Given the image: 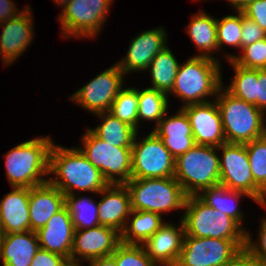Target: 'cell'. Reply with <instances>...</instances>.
Instances as JSON below:
<instances>
[{
	"instance_id": "11",
	"label": "cell",
	"mask_w": 266,
	"mask_h": 266,
	"mask_svg": "<svg viewBox=\"0 0 266 266\" xmlns=\"http://www.w3.org/2000/svg\"><path fill=\"white\" fill-rule=\"evenodd\" d=\"M135 136L131 147L132 179L174 177L175 157L153 132L139 140Z\"/></svg>"
},
{
	"instance_id": "48",
	"label": "cell",
	"mask_w": 266,
	"mask_h": 266,
	"mask_svg": "<svg viewBox=\"0 0 266 266\" xmlns=\"http://www.w3.org/2000/svg\"><path fill=\"white\" fill-rule=\"evenodd\" d=\"M70 0H53L57 4V6H61L64 8V6L69 2Z\"/></svg>"
},
{
	"instance_id": "29",
	"label": "cell",
	"mask_w": 266,
	"mask_h": 266,
	"mask_svg": "<svg viewBox=\"0 0 266 266\" xmlns=\"http://www.w3.org/2000/svg\"><path fill=\"white\" fill-rule=\"evenodd\" d=\"M179 62L171 52L169 46L159 52L149 64L152 89L159 90L167 95L172 91Z\"/></svg>"
},
{
	"instance_id": "23",
	"label": "cell",
	"mask_w": 266,
	"mask_h": 266,
	"mask_svg": "<svg viewBox=\"0 0 266 266\" xmlns=\"http://www.w3.org/2000/svg\"><path fill=\"white\" fill-rule=\"evenodd\" d=\"M65 206V195L49 182L31 187L29 196L30 230L37 232Z\"/></svg>"
},
{
	"instance_id": "6",
	"label": "cell",
	"mask_w": 266,
	"mask_h": 266,
	"mask_svg": "<svg viewBox=\"0 0 266 266\" xmlns=\"http://www.w3.org/2000/svg\"><path fill=\"white\" fill-rule=\"evenodd\" d=\"M218 147L195 144L175 158L174 178L184 192L198 195L203 189L219 184L220 160Z\"/></svg>"
},
{
	"instance_id": "24",
	"label": "cell",
	"mask_w": 266,
	"mask_h": 266,
	"mask_svg": "<svg viewBox=\"0 0 266 266\" xmlns=\"http://www.w3.org/2000/svg\"><path fill=\"white\" fill-rule=\"evenodd\" d=\"M39 249L38 236L34 231L4 234L0 240L2 266H30Z\"/></svg>"
},
{
	"instance_id": "33",
	"label": "cell",
	"mask_w": 266,
	"mask_h": 266,
	"mask_svg": "<svg viewBox=\"0 0 266 266\" xmlns=\"http://www.w3.org/2000/svg\"><path fill=\"white\" fill-rule=\"evenodd\" d=\"M138 106V89L122 88L109 112L138 131Z\"/></svg>"
},
{
	"instance_id": "31",
	"label": "cell",
	"mask_w": 266,
	"mask_h": 266,
	"mask_svg": "<svg viewBox=\"0 0 266 266\" xmlns=\"http://www.w3.org/2000/svg\"><path fill=\"white\" fill-rule=\"evenodd\" d=\"M138 128L140 120L155 121V126L168 112V95L150 87L138 89Z\"/></svg>"
},
{
	"instance_id": "21",
	"label": "cell",
	"mask_w": 266,
	"mask_h": 266,
	"mask_svg": "<svg viewBox=\"0 0 266 266\" xmlns=\"http://www.w3.org/2000/svg\"><path fill=\"white\" fill-rule=\"evenodd\" d=\"M179 109L172 116L166 113L152 130L175 158L195 145L189 118L181 107Z\"/></svg>"
},
{
	"instance_id": "12",
	"label": "cell",
	"mask_w": 266,
	"mask_h": 266,
	"mask_svg": "<svg viewBox=\"0 0 266 266\" xmlns=\"http://www.w3.org/2000/svg\"><path fill=\"white\" fill-rule=\"evenodd\" d=\"M245 244L246 240L184 236L175 266H225Z\"/></svg>"
},
{
	"instance_id": "16",
	"label": "cell",
	"mask_w": 266,
	"mask_h": 266,
	"mask_svg": "<svg viewBox=\"0 0 266 266\" xmlns=\"http://www.w3.org/2000/svg\"><path fill=\"white\" fill-rule=\"evenodd\" d=\"M166 36L164 27L142 31L135 36L126 56L117 62L124 74L147 71L153 58L168 46Z\"/></svg>"
},
{
	"instance_id": "28",
	"label": "cell",
	"mask_w": 266,
	"mask_h": 266,
	"mask_svg": "<svg viewBox=\"0 0 266 266\" xmlns=\"http://www.w3.org/2000/svg\"><path fill=\"white\" fill-rule=\"evenodd\" d=\"M101 122L95 128H88L94 135L117 147H132L137 130L119 120L113 114L101 112L95 114Z\"/></svg>"
},
{
	"instance_id": "10",
	"label": "cell",
	"mask_w": 266,
	"mask_h": 266,
	"mask_svg": "<svg viewBox=\"0 0 266 266\" xmlns=\"http://www.w3.org/2000/svg\"><path fill=\"white\" fill-rule=\"evenodd\" d=\"M113 0H70L59 14L63 38H94L103 29ZM83 37V38H82Z\"/></svg>"
},
{
	"instance_id": "2",
	"label": "cell",
	"mask_w": 266,
	"mask_h": 266,
	"mask_svg": "<svg viewBox=\"0 0 266 266\" xmlns=\"http://www.w3.org/2000/svg\"><path fill=\"white\" fill-rule=\"evenodd\" d=\"M53 143L50 136H40L21 142L4 155L11 187L31 188L48 182L49 155Z\"/></svg>"
},
{
	"instance_id": "22",
	"label": "cell",
	"mask_w": 266,
	"mask_h": 266,
	"mask_svg": "<svg viewBox=\"0 0 266 266\" xmlns=\"http://www.w3.org/2000/svg\"><path fill=\"white\" fill-rule=\"evenodd\" d=\"M30 188L12 187L0 200V219L4 234L30 231Z\"/></svg>"
},
{
	"instance_id": "30",
	"label": "cell",
	"mask_w": 266,
	"mask_h": 266,
	"mask_svg": "<svg viewBox=\"0 0 266 266\" xmlns=\"http://www.w3.org/2000/svg\"><path fill=\"white\" fill-rule=\"evenodd\" d=\"M91 197L79 196L77 193L65 196V206L72 217L75 230L94 228L100 225L98 219V202Z\"/></svg>"
},
{
	"instance_id": "41",
	"label": "cell",
	"mask_w": 266,
	"mask_h": 266,
	"mask_svg": "<svg viewBox=\"0 0 266 266\" xmlns=\"http://www.w3.org/2000/svg\"><path fill=\"white\" fill-rule=\"evenodd\" d=\"M67 263L65 257L40 248L30 266H65Z\"/></svg>"
},
{
	"instance_id": "5",
	"label": "cell",
	"mask_w": 266,
	"mask_h": 266,
	"mask_svg": "<svg viewBox=\"0 0 266 266\" xmlns=\"http://www.w3.org/2000/svg\"><path fill=\"white\" fill-rule=\"evenodd\" d=\"M181 221L185 236L246 240V229L235 219L215 210L197 195L187 196Z\"/></svg>"
},
{
	"instance_id": "34",
	"label": "cell",
	"mask_w": 266,
	"mask_h": 266,
	"mask_svg": "<svg viewBox=\"0 0 266 266\" xmlns=\"http://www.w3.org/2000/svg\"><path fill=\"white\" fill-rule=\"evenodd\" d=\"M254 182L266 193V135L245 144Z\"/></svg>"
},
{
	"instance_id": "44",
	"label": "cell",
	"mask_w": 266,
	"mask_h": 266,
	"mask_svg": "<svg viewBox=\"0 0 266 266\" xmlns=\"http://www.w3.org/2000/svg\"><path fill=\"white\" fill-rule=\"evenodd\" d=\"M14 0H0V23L19 15L24 9L18 10Z\"/></svg>"
},
{
	"instance_id": "18",
	"label": "cell",
	"mask_w": 266,
	"mask_h": 266,
	"mask_svg": "<svg viewBox=\"0 0 266 266\" xmlns=\"http://www.w3.org/2000/svg\"><path fill=\"white\" fill-rule=\"evenodd\" d=\"M165 222L144 244V248L157 266H175L181 254L184 226Z\"/></svg>"
},
{
	"instance_id": "36",
	"label": "cell",
	"mask_w": 266,
	"mask_h": 266,
	"mask_svg": "<svg viewBox=\"0 0 266 266\" xmlns=\"http://www.w3.org/2000/svg\"><path fill=\"white\" fill-rule=\"evenodd\" d=\"M240 54L226 53V59L232 60L236 65L251 69H266V38L245 46Z\"/></svg>"
},
{
	"instance_id": "19",
	"label": "cell",
	"mask_w": 266,
	"mask_h": 266,
	"mask_svg": "<svg viewBox=\"0 0 266 266\" xmlns=\"http://www.w3.org/2000/svg\"><path fill=\"white\" fill-rule=\"evenodd\" d=\"M74 231L72 217L68 208L64 206L36 232L39 246L41 249L59 254L70 261Z\"/></svg>"
},
{
	"instance_id": "4",
	"label": "cell",
	"mask_w": 266,
	"mask_h": 266,
	"mask_svg": "<svg viewBox=\"0 0 266 266\" xmlns=\"http://www.w3.org/2000/svg\"><path fill=\"white\" fill-rule=\"evenodd\" d=\"M217 102L226 143L246 144L266 135V113L229 93L222 85Z\"/></svg>"
},
{
	"instance_id": "7",
	"label": "cell",
	"mask_w": 266,
	"mask_h": 266,
	"mask_svg": "<svg viewBox=\"0 0 266 266\" xmlns=\"http://www.w3.org/2000/svg\"><path fill=\"white\" fill-rule=\"evenodd\" d=\"M124 185L130 195L132 210L150 211L161 216L169 211L184 210L188 195L174 177L131 179Z\"/></svg>"
},
{
	"instance_id": "49",
	"label": "cell",
	"mask_w": 266,
	"mask_h": 266,
	"mask_svg": "<svg viewBox=\"0 0 266 266\" xmlns=\"http://www.w3.org/2000/svg\"><path fill=\"white\" fill-rule=\"evenodd\" d=\"M3 236H4V231H3L1 219H0V240L3 238Z\"/></svg>"
},
{
	"instance_id": "40",
	"label": "cell",
	"mask_w": 266,
	"mask_h": 266,
	"mask_svg": "<svg viewBox=\"0 0 266 266\" xmlns=\"http://www.w3.org/2000/svg\"><path fill=\"white\" fill-rule=\"evenodd\" d=\"M242 12L266 32V0H252Z\"/></svg>"
},
{
	"instance_id": "25",
	"label": "cell",
	"mask_w": 266,
	"mask_h": 266,
	"mask_svg": "<svg viewBox=\"0 0 266 266\" xmlns=\"http://www.w3.org/2000/svg\"><path fill=\"white\" fill-rule=\"evenodd\" d=\"M186 29L191 41L200 51L198 55L194 56L208 57L219 61L213 55V52H218L217 18L210 16L204 10H199L195 15L193 14Z\"/></svg>"
},
{
	"instance_id": "39",
	"label": "cell",
	"mask_w": 266,
	"mask_h": 266,
	"mask_svg": "<svg viewBox=\"0 0 266 266\" xmlns=\"http://www.w3.org/2000/svg\"><path fill=\"white\" fill-rule=\"evenodd\" d=\"M266 38V32L242 12L241 49Z\"/></svg>"
},
{
	"instance_id": "38",
	"label": "cell",
	"mask_w": 266,
	"mask_h": 266,
	"mask_svg": "<svg viewBox=\"0 0 266 266\" xmlns=\"http://www.w3.org/2000/svg\"><path fill=\"white\" fill-rule=\"evenodd\" d=\"M250 230H246L245 248L254 255L263 265H266V218H263L259 227V236L256 242L252 240Z\"/></svg>"
},
{
	"instance_id": "8",
	"label": "cell",
	"mask_w": 266,
	"mask_h": 266,
	"mask_svg": "<svg viewBox=\"0 0 266 266\" xmlns=\"http://www.w3.org/2000/svg\"><path fill=\"white\" fill-rule=\"evenodd\" d=\"M81 140L83 146L77 148L99 169L108 184L124 185L132 179L131 147H117L107 143L88 128Z\"/></svg>"
},
{
	"instance_id": "46",
	"label": "cell",
	"mask_w": 266,
	"mask_h": 266,
	"mask_svg": "<svg viewBox=\"0 0 266 266\" xmlns=\"http://www.w3.org/2000/svg\"><path fill=\"white\" fill-rule=\"evenodd\" d=\"M236 11H242L252 0H227Z\"/></svg>"
},
{
	"instance_id": "47",
	"label": "cell",
	"mask_w": 266,
	"mask_h": 266,
	"mask_svg": "<svg viewBox=\"0 0 266 266\" xmlns=\"http://www.w3.org/2000/svg\"><path fill=\"white\" fill-rule=\"evenodd\" d=\"M86 262H89V266H93V263L90 260H86ZM82 260H70L68 261V266H81Z\"/></svg>"
},
{
	"instance_id": "17",
	"label": "cell",
	"mask_w": 266,
	"mask_h": 266,
	"mask_svg": "<svg viewBox=\"0 0 266 266\" xmlns=\"http://www.w3.org/2000/svg\"><path fill=\"white\" fill-rule=\"evenodd\" d=\"M120 243L121 234L107 226L75 230L71 260L85 261L109 256Z\"/></svg>"
},
{
	"instance_id": "15",
	"label": "cell",
	"mask_w": 266,
	"mask_h": 266,
	"mask_svg": "<svg viewBox=\"0 0 266 266\" xmlns=\"http://www.w3.org/2000/svg\"><path fill=\"white\" fill-rule=\"evenodd\" d=\"M30 11V6H26L16 17L0 23L3 27L0 35V55L5 67L12 65L33 41L35 33Z\"/></svg>"
},
{
	"instance_id": "43",
	"label": "cell",
	"mask_w": 266,
	"mask_h": 266,
	"mask_svg": "<svg viewBox=\"0 0 266 266\" xmlns=\"http://www.w3.org/2000/svg\"><path fill=\"white\" fill-rule=\"evenodd\" d=\"M256 107L266 113V69L258 70Z\"/></svg>"
},
{
	"instance_id": "13",
	"label": "cell",
	"mask_w": 266,
	"mask_h": 266,
	"mask_svg": "<svg viewBox=\"0 0 266 266\" xmlns=\"http://www.w3.org/2000/svg\"><path fill=\"white\" fill-rule=\"evenodd\" d=\"M124 72L117 63L99 73L70 96V100L92 114L108 112L124 87Z\"/></svg>"
},
{
	"instance_id": "27",
	"label": "cell",
	"mask_w": 266,
	"mask_h": 266,
	"mask_svg": "<svg viewBox=\"0 0 266 266\" xmlns=\"http://www.w3.org/2000/svg\"><path fill=\"white\" fill-rule=\"evenodd\" d=\"M197 196L208 206L235 219L243 227L244 214L238 208V203L241 197H250L248 194L217 184L203 189Z\"/></svg>"
},
{
	"instance_id": "3",
	"label": "cell",
	"mask_w": 266,
	"mask_h": 266,
	"mask_svg": "<svg viewBox=\"0 0 266 266\" xmlns=\"http://www.w3.org/2000/svg\"><path fill=\"white\" fill-rule=\"evenodd\" d=\"M220 61L208 57L192 56L179 64L170 94L182 100L184 107L204 103L208 97H216L222 83Z\"/></svg>"
},
{
	"instance_id": "42",
	"label": "cell",
	"mask_w": 266,
	"mask_h": 266,
	"mask_svg": "<svg viewBox=\"0 0 266 266\" xmlns=\"http://www.w3.org/2000/svg\"><path fill=\"white\" fill-rule=\"evenodd\" d=\"M225 266H263V264L246 248H243Z\"/></svg>"
},
{
	"instance_id": "20",
	"label": "cell",
	"mask_w": 266,
	"mask_h": 266,
	"mask_svg": "<svg viewBox=\"0 0 266 266\" xmlns=\"http://www.w3.org/2000/svg\"><path fill=\"white\" fill-rule=\"evenodd\" d=\"M99 194L103 195L98 202L100 225L113 228L121 234L132 211L126 186L108 184Z\"/></svg>"
},
{
	"instance_id": "14",
	"label": "cell",
	"mask_w": 266,
	"mask_h": 266,
	"mask_svg": "<svg viewBox=\"0 0 266 266\" xmlns=\"http://www.w3.org/2000/svg\"><path fill=\"white\" fill-rule=\"evenodd\" d=\"M189 118L195 144L219 147L226 143L216 100L181 107Z\"/></svg>"
},
{
	"instance_id": "9",
	"label": "cell",
	"mask_w": 266,
	"mask_h": 266,
	"mask_svg": "<svg viewBox=\"0 0 266 266\" xmlns=\"http://www.w3.org/2000/svg\"><path fill=\"white\" fill-rule=\"evenodd\" d=\"M219 150V184L248 194L265 209L266 193L253 180L245 144L224 143L218 147Z\"/></svg>"
},
{
	"instance_id": "35",
	"label": "cell",
	"mask_w": 266,
	"mask_h": 266,
	"mask_svg": "<svg viewBox=\"0 0 266 266\" xmlns=\"http://www.w3.org/2000/svg\"><path fill=\"white\" fill-rule=\"evenodd\" d=\"M242 11L217 19L218 51L224 45L241 50Z\"/></svg>"
},
{
	"instance_id": "37",
	"label": "cell",
	"mask_w": 266,
	"mask_h": 266,
	"mask_svg": "<svg viewBox=\"0 0 266 266\" xmlns=\"http://www.w3.org/2000/svg\"><path fill=\"white\" fill-rule=\"evenodd\" d=\"M111 255L117 266H157L143 245L120 243Z\"/></svg>"
},
{
	"instance_id": "1",
	"label": "cell",
	"mask_w": 266,
	"mask_h": 266,
	"mask_svg": "<svg viewBox=\"0 0 266 266\" xmlns=\"http://www.w3.org/2000/svg\"><path fill=\"white\" fill-rule=\"evenodd\" d=\"M49 175L48 182L65 196L76 190L98 194L108 185L99 169L77 147L67 148L55 143L50 149Z\"/></svg>"
},
{
	"instance_id": "32",
	"label": "cell",
	"mask_w": 266,
	"mask_h": 266,
	"mask_svg": "<svg viewBox=\"0 0 266 266\" xmlns=\"http://www.w3.org/2000/svg\"><path fill=\"white\" fill-rule=\"evenodd\" d=\"M234 69V78L230 85L224 87L235 97L256 106V89L258 83V70L236 65L232 60L228 61Z\"/></svg>"
},
{
	"instance_id": "45",
	"label": "cell",
	"mask_w": 266,
	"mask_h": 266,
	"mask_svg": "<svg viewBox=\"0 0 266 266\" xmlns=\"http://www.w3.org/2000/svg\"><path fill=\"white\" fill-rule=\"evenodd\" d=\"M93 266H117V262L112 255L90 260Z\"/></svg>"
},
{
	"instance_id": "26",
	"label": "cell",
	"mask_w": 266,
	"mask_h": 266,
	"mask_svg": "<svg viewBox=\"0 0 266 266\" xmlns=\"http://www.w3.org/2000/svg\"><path fill=\"white\" fill-rule=\"evenodd\" d=\"M165 222L157 213L132 210L121 233V243L143 245Z\"/></svg>"
}]
</instances>
